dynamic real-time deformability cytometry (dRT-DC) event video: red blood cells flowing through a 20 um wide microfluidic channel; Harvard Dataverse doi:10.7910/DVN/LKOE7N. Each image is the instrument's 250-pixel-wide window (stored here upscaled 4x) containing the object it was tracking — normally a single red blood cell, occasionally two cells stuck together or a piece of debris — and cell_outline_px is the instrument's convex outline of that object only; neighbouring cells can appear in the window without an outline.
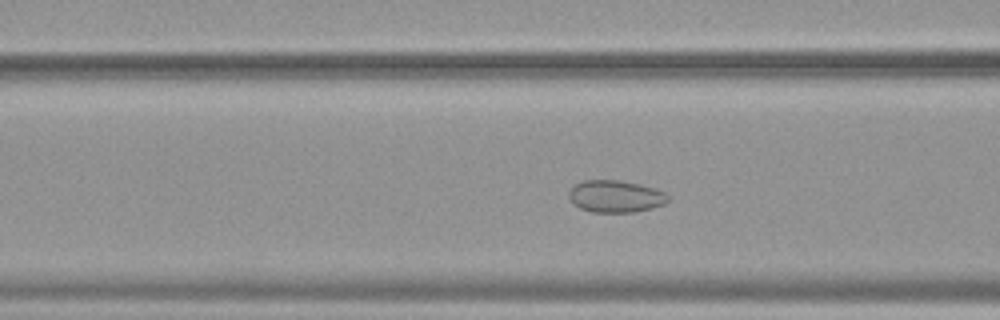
{"species": "common noctule bat (a hibernating species)", "species_latin": "Nyctalus noctula", "temperature_condition": "warm", "stored_images_in_passage": 49, "camera_frame_rate_fps": 3000, "um_per_image_px": 0.085, "animal": {"sex": "female", "body_mass_g": 19.9}, "frame": {"image": 1, "passage_image": 17, "time_ms": 5.333, "image_size_px": [1000, 320], "cell_outline_px": [[668, 200], [664, 204], [652, 208], [636, 212], [592, 212], [580, 208], [572, 204], [568, 196], [568, 192], [576, 184], [584, 180], [620, 180], [640, 184], [656, 188], [664, 192], [668, 196]], "centroid_in_image_um": [52.31, 16.69], "position_along_channel_um": 114.3, "area_um2": 18.67}}
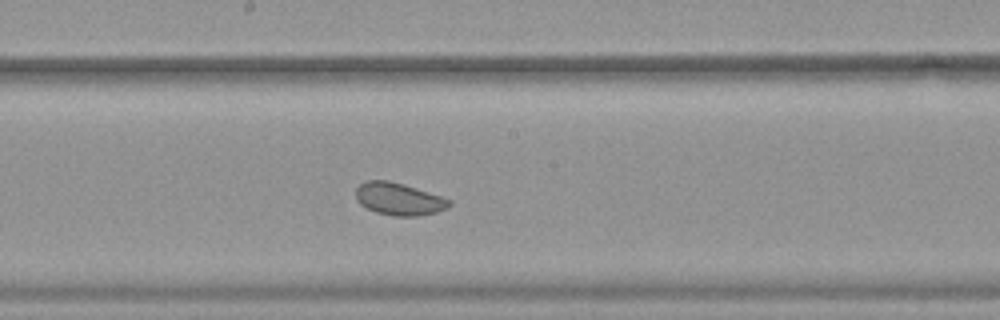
{"frame": {"image": 2, "passage_image": 25, "time_ms": 8.0, "image_size_px": [1000, 320], "cell_outline_px": [[452, 204], [448, 208], [436, 212], [416, 216], [396, 216], [376, 212], [360, 204], [356, 200], [356, 188], [360, 184], [368, 180], [388, 180], [404, 184], [452, 200]], "centroid_in_image_um": [33.91, 16.91], "position_along_channel_um": 214.3, "area_um2": 17.57}}
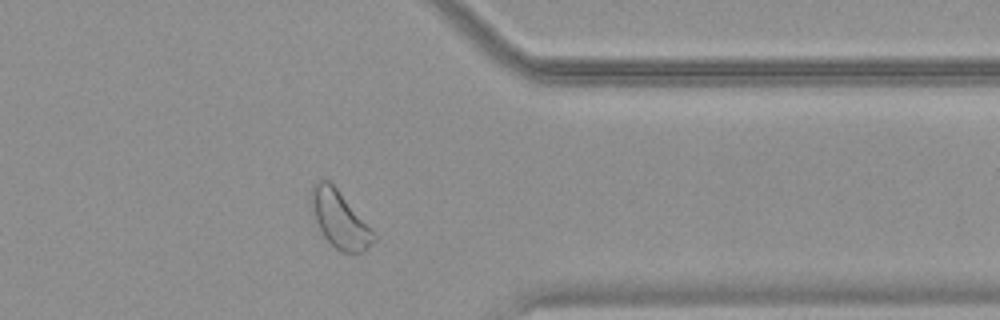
{"frame": {"image": 3, "passage_image": 39, "time_ms": 12.667, "image_size_px": [1000, 320], "cell_outline_px": [[376, 240], [368, 248], [360, 252], [340, 252], [324, 236], [308, 204], [308, 196], [312, 184], [316, 180], [328, 180], [336, 188], [376, 232]], "centroid_in_image_um": [28.85, 18.61], "position_along_channel_um": 382.6, "area_um2": 20.92}, "authors_computed_cell_mechanics": {"area_um2": 20.9236, "velocity_mm_per_s": 3.7629, "shape_relaxation_time_tau1_ms": null, "shape_relaxation_time_tau2_ms": 3.5668, "deformation_change_tau1": null, "deformation_change_tau2": 0.0813}}